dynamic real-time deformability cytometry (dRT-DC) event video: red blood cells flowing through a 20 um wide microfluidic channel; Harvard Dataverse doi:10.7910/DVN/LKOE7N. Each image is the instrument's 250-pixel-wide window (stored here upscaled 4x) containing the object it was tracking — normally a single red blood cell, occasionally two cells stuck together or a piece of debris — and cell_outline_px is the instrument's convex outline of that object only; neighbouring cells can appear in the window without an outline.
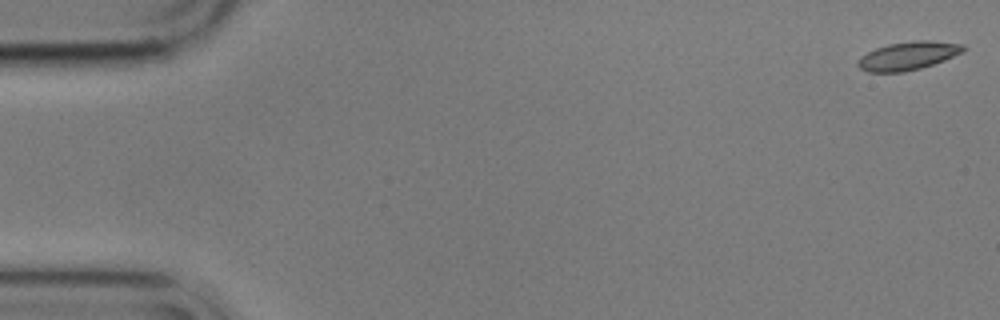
{"species": "common noctule bat (a hibernating species)", "species_latin": "Nyctalus noctula", "temperature_condition": "cold", "stored_images_in_passage": 56, "camera_frame_rate_fps": 3000, "um_per_image_px": 0.085, "animal": {"sex": "male", "body_mass_g": 17.9}, "frame": {"image": 1, "passage_image": 1, "time_ms": 0.0, "image_size_px": [1000, 320], "cell_outline_px": [[964, 48], [960, 52], [944, 60], [920, 68], [904, 72], [868, 72], [860, 68], [856, 64], [856, 60], [860, 56], [876, 48], [888, 44], [912, 40], [928, 40], [964, 44]], "centroid_in_image_um": [77.12, 4.74], "position_along_channel_um": 7.9, "area_um2": 17.28}}
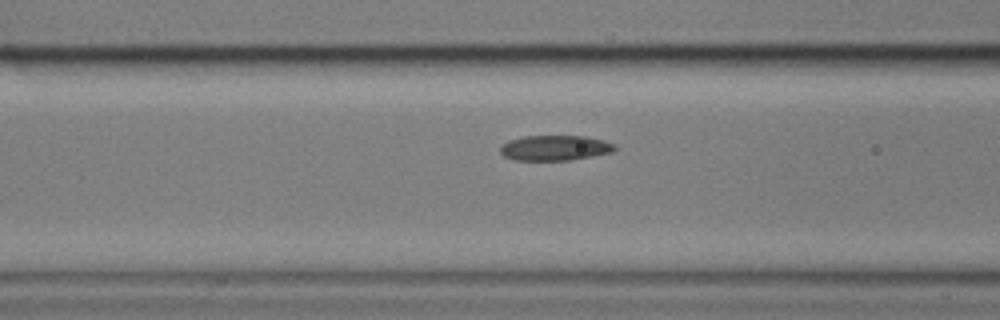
{"frame": {"image": 2, "passage_image": 22, "time_ms": 7.0, "image_size_px": [1000, 320], "cell_outline_px": [[616, 148], [612, 152], [572, 160], [516, 160], [504, 156], [500, 152], [500, 148], [508, 140], [524, 136], [584, 136], [604, 140], [616, 144]], "centroid_in_image_um": [47.19, 12.57], "position_along_channel_um": 119.4, "area_um2": 16.82}}
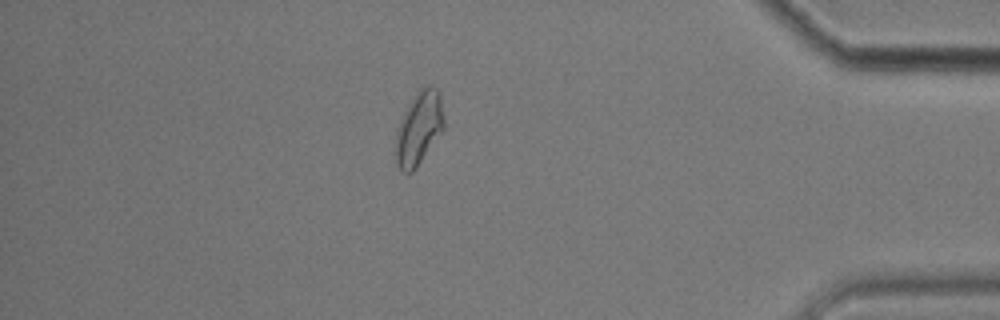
{"frame": {"image": 3, "passage_image": 49, "time_ms": 16.0, "image_size_px": [1000, 320], "cell_outline_px": [[444, 128], [416, 168], [412, 172], [404, 172], [396, 164], [396, 128], [408, 104], [420, 88], [436, 88], [440, 92], [444, 120]], "centroid_in_image_um": [35.6, 10.91], "position_along_channel_um": 399.6, "area_um2": 20.29}, "authors_computed_cell_mechanics": {"area_um2": 17.4556, "velocity_mm_per_s": 3.5261, "shape_relaxation_time_tau1_ms": 4.3612, "shape_relaxation_time_tau2_ms": 4.1805, "deformation_change_tau1": 0.1182, "deformation_change_tau2": 0.0808}}